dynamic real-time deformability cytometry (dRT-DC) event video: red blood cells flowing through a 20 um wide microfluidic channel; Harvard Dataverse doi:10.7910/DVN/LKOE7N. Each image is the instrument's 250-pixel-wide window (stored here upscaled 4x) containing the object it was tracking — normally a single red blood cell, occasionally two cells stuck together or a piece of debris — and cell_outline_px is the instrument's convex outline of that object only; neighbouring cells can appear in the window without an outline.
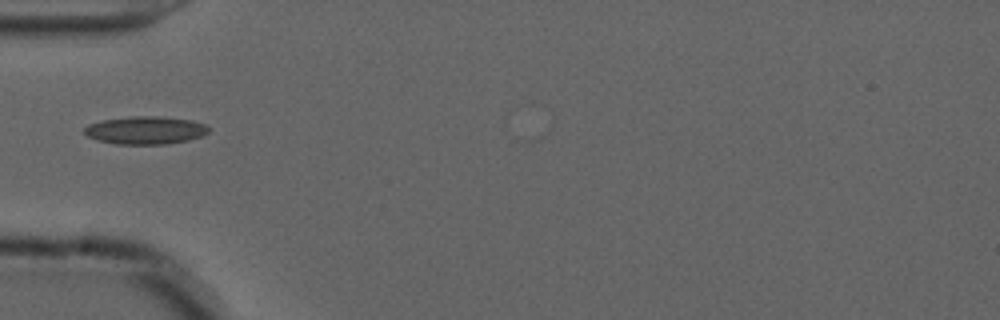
{"species": "common noctule bat (a hibernating species)", "species_latin": "Nyctalus noctula", "temperature_condition": "cold", "stored_images_in_passage": 14, "camera_frame_rate_fps": 3000, "um_per_image_px": 0.085, "animal": {"sex": "male", "forearm_length_mm": 52.5}, "frame": {"image": 1, "passage_image": 1, "time_ms": 0.0, "image_size_px": [1000, 320], "cell_outline_px": [[212, 128], [204, 136], [188, 140], [164, 144], [116, 144], [96, 140], [88, 136], [84, 132], [84, 128], [88, 124], [104, 120], [132, 116], [156, 116], [192, 120], [208, 124]], "centroid_in_image_um": [12.42, 11.07], "position_along_channel_um": 72.6, "area_um2": 20.35}}
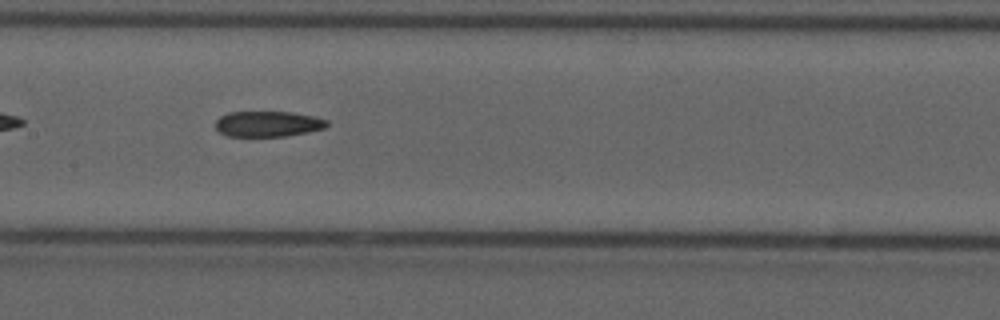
{"frame": {"image": 2, "passage_image": 10, "time_ms": 3.0, "image_size_px": [1000, 320], "cell_outline_px": [[328, 124], [324, 128], [308, 132], [288, 136], [228, 136], [220, 132], [216, 128], [216, 120], [220, 116], [228, 112], [292, 112], [312, 116], [328, 120]], "centroid_in_image_um": [22.77, 10.53], "position_along_channel_um": 184.6, "area_um2": 16.59}}
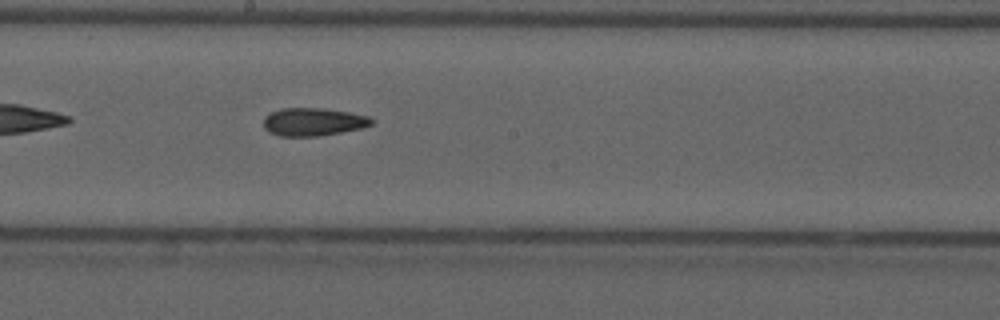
{"frame": {"image": 3, "passage_image": 13, "time_ms": 4.0, "image_size_px": [1000, 320], "cell_outline_px": [[376, 120], [372, 124], [360, 128], [320, 136], [280, 136], [268, 132], [264, 128], [264, 116], [268, 112], [280, 108], [324, 108], [348, 112], [368, 116]], "centroid_in_image_um": [26.58, 10.35], "position_along_channel_um": 221.6, "area_um2": 17.74}}